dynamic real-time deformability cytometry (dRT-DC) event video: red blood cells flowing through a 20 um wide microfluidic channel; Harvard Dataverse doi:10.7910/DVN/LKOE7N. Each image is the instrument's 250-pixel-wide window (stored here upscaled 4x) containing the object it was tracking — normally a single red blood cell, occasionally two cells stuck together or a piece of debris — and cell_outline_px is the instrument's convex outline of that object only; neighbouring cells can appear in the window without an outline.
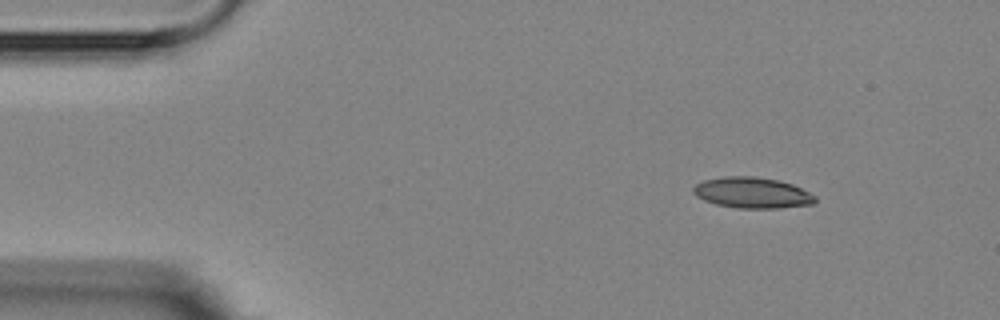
{"species": "Egyptian fruit bat (a non-hibernating species)", "species_latin": "Rousettus aegyptiacus", "temperature_condition": "room temperature", "stored_images_in_passage": 5, "camera_frame_rate_fps": 3000, "um_per_image_px": 0.085, "animal": {"sex": "female"}, "frame": {"image": 1, "passage_image": 1, "time_ms": 0.0, "image_size_px": [1000, 320], "cell_outline_px": [[816, 200], [812, 204], [780, 208], [736, 208], [716, 204], [704, 200], [696, 196], [692, 192], [692, 188], [696, 184], [704, 180], [724, 176], [752, 176], [776, 180], [792, 184], [816, 196]], "centroid_in_image_um": [63.91, 16.39], "position_along_channel_um": 21.1, "area_um2": 21.85}}
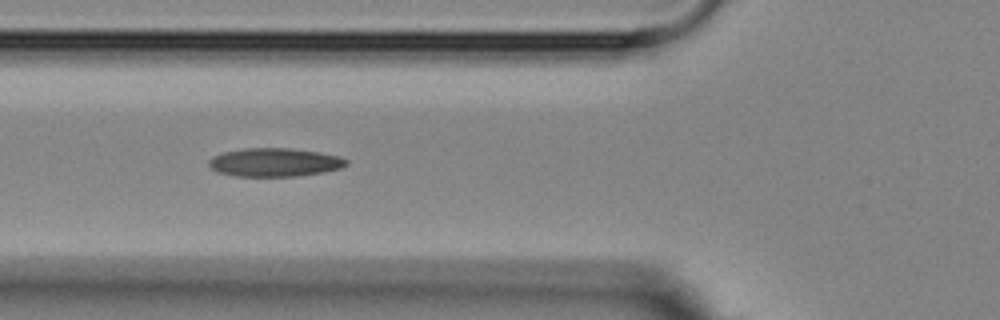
{"frame": {"image": 2, "passage_image": 4, "time_ms": 4.333, "image_size_px": [1000, 320], "cell_outline_px": [[348, 164], [340, 168], [324, 172], [296, 176], [236, 176], [216, 172], [208, 164], [208, 160], [212, 156], [224, 152], [244, 148], [288, 148], [320, 152], [336, 156], [348, 160]], "centroid_in_image_um": [23.31, 13.8], "position_along_channel_um": 102.5, "area_um2": 22.77}}
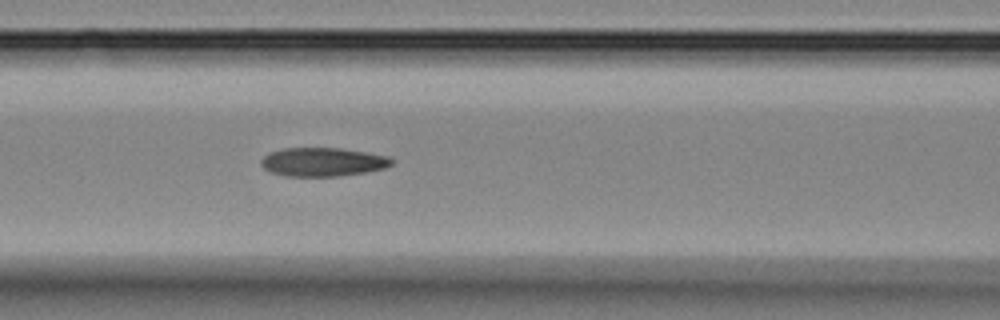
{"frame": {"image": 3, "passage_image": 5, "time_ms": 5.333, "image_size_px": [1000, 320], "cell_outline_px": [[392, 164], [384, 168], [364, 172], [340, 176], [284, 176], [268, 172], [260, 164], [260, 160], [264, 156], [272, 152], [284, 148], [340, 148], [388, 156], [392, 160]], "centroid_in_image_um": [27.39, 13.77], "position_along_channel_um": 139.2, "area_um2": 21.73}}